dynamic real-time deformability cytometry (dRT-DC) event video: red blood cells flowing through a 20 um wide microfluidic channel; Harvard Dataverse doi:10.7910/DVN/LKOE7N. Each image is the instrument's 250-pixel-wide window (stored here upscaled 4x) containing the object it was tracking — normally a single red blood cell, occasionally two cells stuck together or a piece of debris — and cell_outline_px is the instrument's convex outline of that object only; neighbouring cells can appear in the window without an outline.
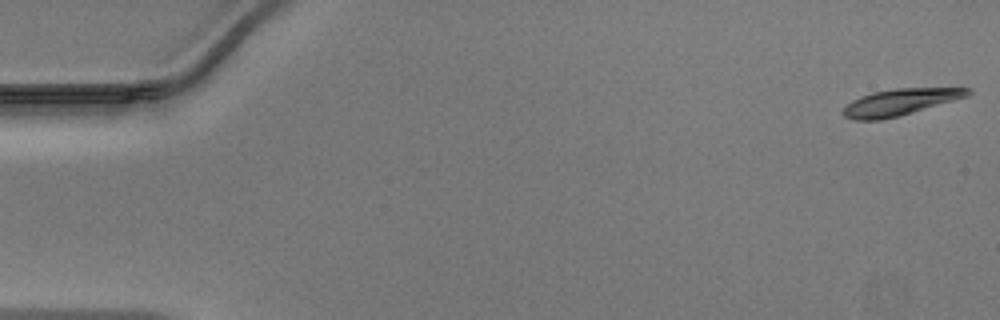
{"species": "Egyptian fruit bat (a non-hibernating species)", "species_latin": "Rousettus aegyptiacus", "temperature_condition": "warm", "stored_images_in_passage": 13, "camera_frame_rate_fps": 3000, "um_per_image_px": 0.085, "animal": {"sex": "male"}, "frame": {"image": 1, "passage_image": 1, "time_ms": 0.0, "image_size_px": [1000, 320], "cell_outline_px": [[972, 92], [968, 96], [900, 116], [880, 120], [856, 120], [844, 116], [840, 112], [852, 100], [860, 96], [872, 92], [896, 88], [972, 88]], "centroid_in_image_um": [76.49, 8.68], "position_along_channel_um": 8.5, "area_um2": 19.25}}